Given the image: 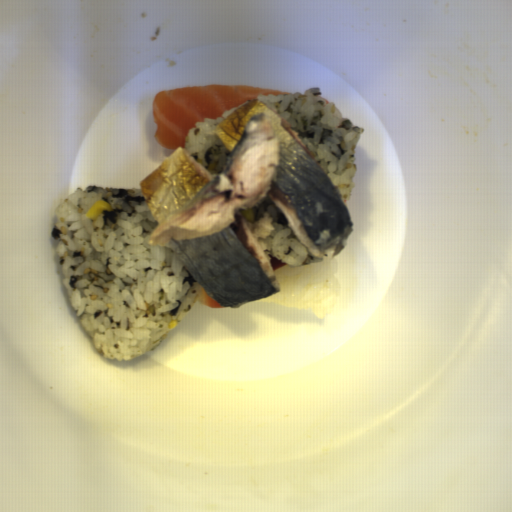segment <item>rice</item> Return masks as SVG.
<instances>
[{
  "mask_svg": "<svg viewBox=\"0 0 512 512\" xmlns=\"http://www.w3.org/2000/svg\"><path fill=\"white\" fill-rule=\"evenodd\" d=\"M241 212L269 262L274 259L278 263L300 267L322 263L339 256L350 237L326 249L321 258H316L292 231L286 215L267 192L263 201Z\"/></svg>",
  "mask_w": 512,
  "mask_h": 512,
  "instance_id": "obj_4",
  "label": "rice"
},
{
  "mask_svg": "<svg viewBox=\"0 0 512 512\" xmlns=\"http://www.w3.org/2000/svg\"><path fill=\"white\" fill-rule=\"evenodd\" d=\"M275 110L315 156L340 192L345 204L355 188L356 151L365 128L355 126L341 109L314 87L283 95H258L256 100Z\"/></svg>",
  "mask_w": 512,
  "mask_h": 512,
  "instance_id": "obj_2",
  "label": "rice"
},
{
  "mask_svg": "<svg viewBox=\"0 0 512 512\" xmlns=\"http://www.w3.org/2000/svg\"><path fill=\"white\" fill-rule=\"evenodd\" d=\"M101 199L112 211L85 217ZM157 224L142 188L78 186L56 206L51 235L66 291L104 357H140L158 345L203 288L172 247L148 244Z\"/></svg>",
  "mask_w": 512,
  "mask_h": 512,
  "instance_id": "obj_1",
  "label": "rice"
},
{
  "mask_svg": "<svg viewBox=\"0 0 512 512\" xmlns=\"http://www.w3.org/2000/svg\"><path fill=\"white\" fill-rule=\"evenodd\" d=\"M336 258L305 265L289 266L274 271L281 283L279 294L256 300L285 308L308 311L318 319L330 316L339 291Z\"/></svg>",
  "mask_w": 512,
  "mask_h": 512,
  "instance_id": "obj_3",
  "label": "rice"
},
{
  "mask_svg": "<svg viewBox=\"0 0 512 512\" xmlns=\"http://www.w3.org/2000/svg\"><path fill=\"white\" fill-rule=\"evenodd\" d=\"M236 108L218 118H204V122H197L186 134L184 150L213 176L223 167L229 154L215 130Z\"/></svg>",
  "mask_w": 512,
  "mask_h": 512,
  "instance_id": "obj_5",
  "label": "rice"
}]
</instances>
